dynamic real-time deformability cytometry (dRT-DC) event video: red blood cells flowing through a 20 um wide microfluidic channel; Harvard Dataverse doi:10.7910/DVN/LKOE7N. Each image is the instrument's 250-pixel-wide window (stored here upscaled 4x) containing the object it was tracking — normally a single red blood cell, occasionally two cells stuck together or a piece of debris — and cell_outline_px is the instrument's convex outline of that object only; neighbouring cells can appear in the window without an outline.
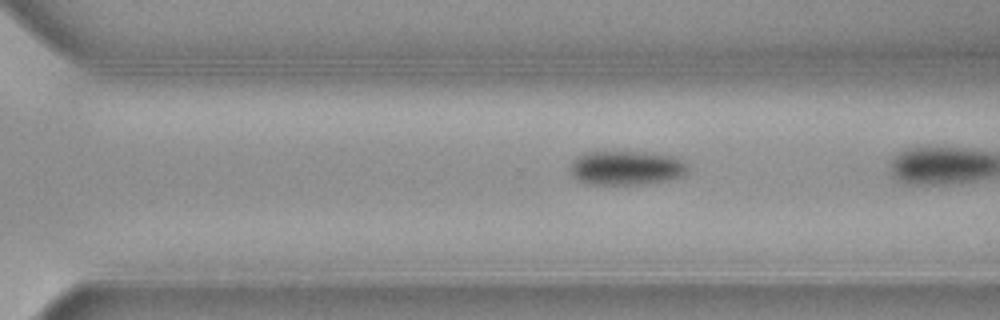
{"species": "common noctule bat (a hibernating species)", "species_latin": "Nyctalus noctula", "temperature_condition": "cold", "stored_images_in_passage": 33, "camera_frame_rate_fps": 3000, "um_per_image_px": 0.085, "animal": {"sex": "female", "body_mass_g": 19.3, "forearm_length_mm": 54.1}, "frame": {"image": 1, "passage_image": 28, "time_ms": 9.0, "image_size_px": [1000, 320], "cell_outline_px": [[684, 172], [680, 176], [664, 180], [636, 184], [588, 184], [576, 180], [572, 176], [568, 168], [572, 160], [576, 156], [584, 152], [652, 152], [672, 156], [680, 160], [684, 164]], "centroid_in_image_um": [53.08, 14.25], "position_along_channel_um": 317.5, "area_um2": 23.18}}